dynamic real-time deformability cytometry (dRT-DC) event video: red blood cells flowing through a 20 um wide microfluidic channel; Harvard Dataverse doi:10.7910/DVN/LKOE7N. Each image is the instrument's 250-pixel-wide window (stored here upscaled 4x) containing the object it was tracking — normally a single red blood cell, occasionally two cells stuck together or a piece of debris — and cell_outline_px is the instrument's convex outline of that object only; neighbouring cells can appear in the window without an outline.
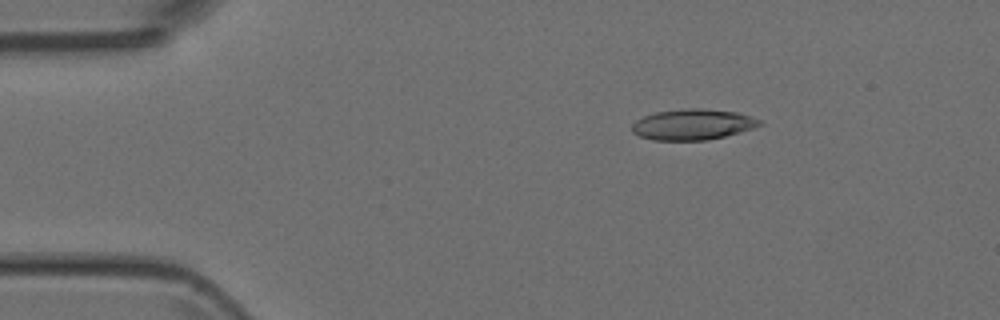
{"species": "Egyptian fruit bat (a non-hibernating species)", "species_latin": "Rousettus aegyptiacus", "temperature_condition": "room temperature", "stored_images_in_passage": 4, "camera_frame_rate_fps": 3000, "um_per_image_px": 0.085, "animal": {"sex": "female"}, "frame": {"image": 1, "passage_image": 3, "time_ms": 2.333, "image_size_px": [1000, 320], "cell_outline_px": [[764, 124], [740, 132], [708, 140], [652, 140], [640, 136], [632, 132], [632, 124], [636, 120], [644, 116], [656, 112], [688, 108], [700, 108], [736, 112], [760, 120]], "centroid_in_image_um": [58.86, 10.58], "position_along_channel_um": 26.1, "area_um2": 22.72}}